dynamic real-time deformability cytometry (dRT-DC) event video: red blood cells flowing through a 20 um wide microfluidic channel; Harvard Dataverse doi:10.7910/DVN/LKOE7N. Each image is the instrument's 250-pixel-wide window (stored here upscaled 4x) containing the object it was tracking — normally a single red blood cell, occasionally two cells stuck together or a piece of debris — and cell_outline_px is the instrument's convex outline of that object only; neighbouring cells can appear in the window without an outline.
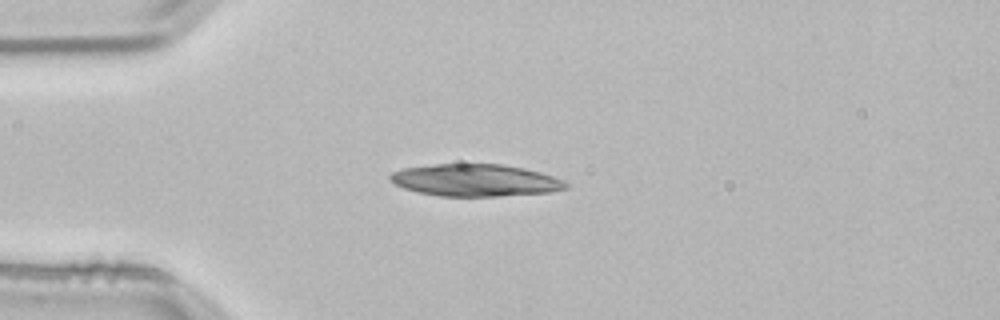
{"species": "common noctule bat (a hibernating species)", "species_latin": "Nyctalus noctula", "temperature_condition": "room temperature", "stored_images_in_passage": 2, "camera_frame_rate_fps": 3000, "um_per_image_px": 0.085, "animal": {"sex": "male", "body_mass_g": 21.5, "forearm_length_mm": 52.0}, "frame": {"image": 1, "passage_image": 2, "time_ms": 0.333, "image_size_px": [1000, 320], "cell_outline_px": [[568, 188], [552, 192], [496, 196], [440, 196], [420, 192], [404, 188], [388, 180], [388, 176], [392, 172], [404, 168], [436, 164], [500, 164], [524, 168], [540, 172], [552, 176], [568, 184]], "centroid_in_image_um": [40.39, 15.32], "position_along_channel_um": 44.6, "area_um2": 32.71}}